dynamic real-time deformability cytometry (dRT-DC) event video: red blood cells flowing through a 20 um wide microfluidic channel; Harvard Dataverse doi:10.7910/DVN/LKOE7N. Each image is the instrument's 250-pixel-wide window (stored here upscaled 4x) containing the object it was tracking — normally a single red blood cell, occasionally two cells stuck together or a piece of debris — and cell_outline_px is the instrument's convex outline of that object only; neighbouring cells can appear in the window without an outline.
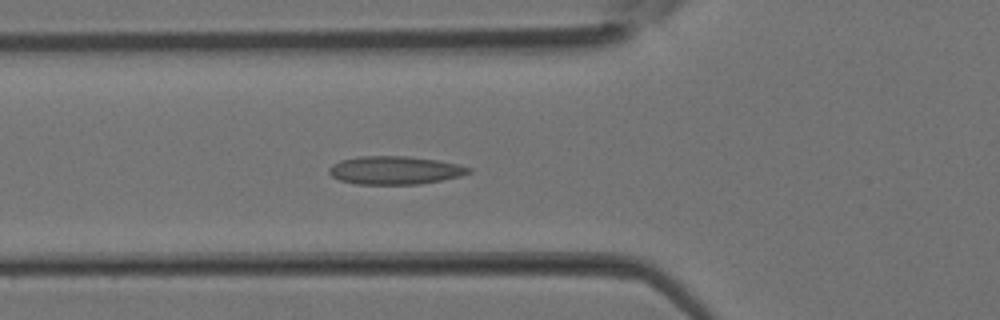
{"species": "Egyptian fruit bat (a non-hibernating species)", "species_latin": "Rousettus aegyptiacus", "temperature_condition": "room temperature", "stored_images_in_passage": 31, "camera_frame_rate_fps": 3000, "um_per_image_px": 0.085, "animal": {"sex": "female"}, "frame": {"image": 1, "passage_image": 12, "time_ms": 3.667, "image_size_px": [1000, 320], "cell_outline_px": [[472, 172], [460, 176], [420, 184], [356, 184], [340, 180], [332, 176], [328, 172], [328, 168], [332, 164], [340, 160], [360, 156], [408, 156], [436, 160], [460, 164], [472, 168]], "centroid_in_image_um": [33.56, 14.47], "position_along_channel_um": 92.2, "area_um2": 23.0}}
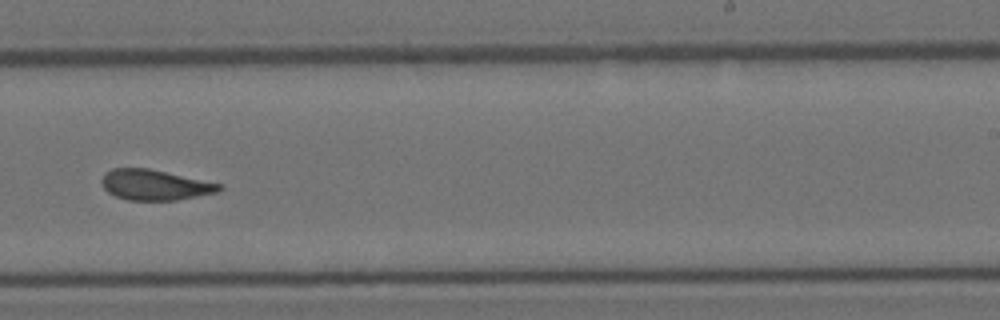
{"frame": {"image": 2, "passage_image": 22, "time_ms": 7.0, "image_size_px": [1000, 320], "cell_outline_px": [[224, 188], [216, 192], [176, 200], [128, 200], [116, 196], [108, 192], [104, 188], [100, 180], [112, 168], [148, 168], [224, 184]], "centroid_in_image_um": [13.19, 15.71], "position_along_channel_um": 275.8, "area_um2": 20.75}}
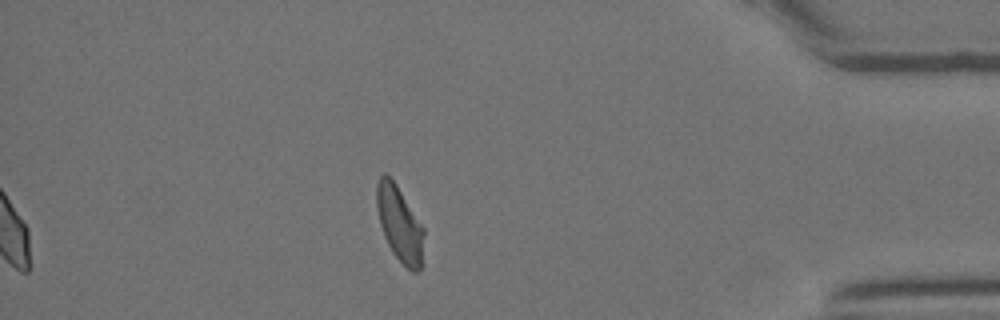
{"frame": {"image": 3, "passage_image": 31, "time_ms": 10.0, "image_size_px": [1000, 320], "cell_outline_px": [[424, 232], [420, 268], [416, 272], [412, 272], [392, 252], [384, 236], [380, 224], [376, 204], [376, 184], [380, 176], [384, 172], [396, 184], [424, 228]], "centroid_in_image_um": [33.94, 19.0], "position_along_channel_um": 401.3, "area_um2": 20.35}}